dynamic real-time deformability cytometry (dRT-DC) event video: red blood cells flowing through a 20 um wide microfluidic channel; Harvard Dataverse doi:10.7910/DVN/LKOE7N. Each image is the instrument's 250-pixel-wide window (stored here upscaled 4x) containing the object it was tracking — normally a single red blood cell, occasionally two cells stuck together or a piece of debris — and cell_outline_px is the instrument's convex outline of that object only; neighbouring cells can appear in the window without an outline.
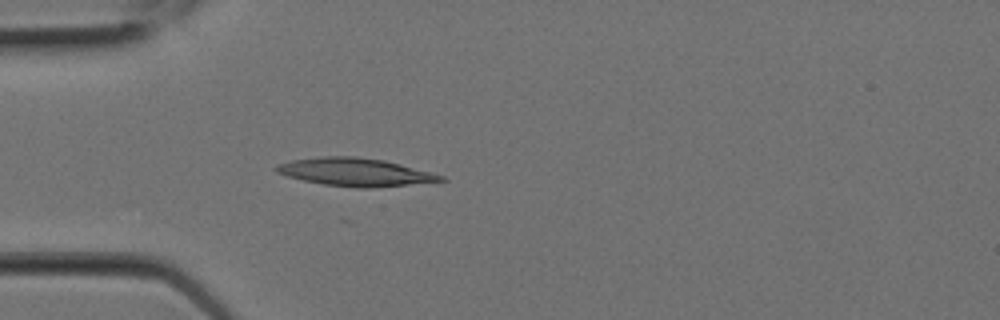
{"species": "Egyptian fruit bat (a non-hibernating species)", "species_latin": "Rousettus aegyptiacus", "temperature_condition": "room temperature", "stored_images_in_passage": 6, "camera_frame_rate_fps": 3000, "um_per_image_px": 0.085, "animal": {"sex": "female"}, "frame": {"image": 1, "passage_image": 6, "time_ms": 1.667, "image_size_px": [1000, 320], "cell_outline_px": [[448, 180], [372, 188], [356, 188], [324, 184], [304, 180], [288, 176], [276, 172], [272, 168], [276, 164], [292, 160], [320, 156], [356, 156], [384, 160], [432, 172], [444, 176]], "centroid_in_image_um": [30.17, 14.62], "position_along_channel_um": 54.8, "area_um2": 26.82}}